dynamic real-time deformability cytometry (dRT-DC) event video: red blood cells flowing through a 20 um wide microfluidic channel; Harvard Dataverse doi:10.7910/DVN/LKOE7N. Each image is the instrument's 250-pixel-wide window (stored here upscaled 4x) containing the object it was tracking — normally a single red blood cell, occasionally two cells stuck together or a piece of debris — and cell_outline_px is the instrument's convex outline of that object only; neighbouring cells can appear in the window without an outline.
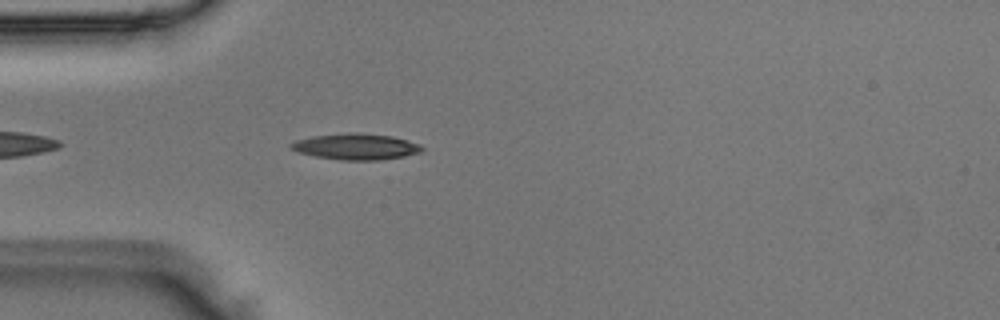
{"species": "Egyptian fruit bat (a non-hibernating species)", "species_latin": "Rousettus aegyptiacus", "temperature_condition": "room temperature", "stored_images_in_passage": 26, "camera_frame_rate_fps": 3000, "um_per_image_px": 0.085, "animal": {"sex": "male"}, "frame": {"image": 1, "passage_image": 4, "time_ms": 1.0, "image_size_px": [1000, 320], "cell_outline_px": [[424, 148], [420, 152], [404, 156], [380, 160], [340, 160], [316, 156], [296, 152], [288, 144], [296, 140], [312, 136], [348, 132], [356, 132], [392, 136], [408, 140], [420, 144]], "centroid_in_image_um": [30.25, 12.45], "position_along_channel_um": 54.8, "area_um2": 20.0}}
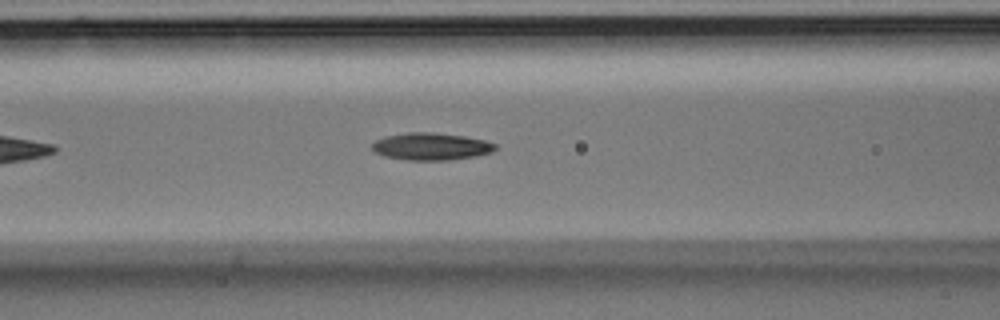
{"frame": {"image": 2, "passage_image": 10, "time_ms": 3.0, "image_size_px": [1000, 320], "cell_outline_px": [[496, 148], [492, 152], [476, 156], [448, 160], [408, 160], [384, 156], [376, 152], [372, 148], [372, 144], [376, 140], [384, 136], [408, 132], [432, 132], [464, 136], [484, 140], [496, 144]], "centroid_in_image_um": [36.64, 12.44], "position_along_channel_um": 130.0, "area_um2": 19.54}}
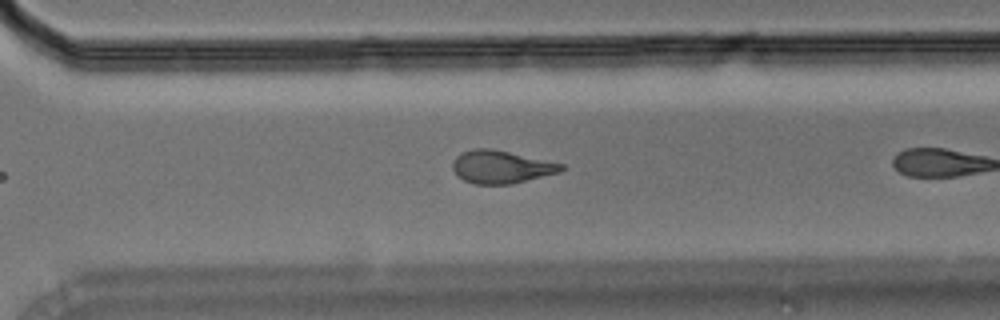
{"frame": {"image": 3, "passage_image": 22, "time_ms": 7.0, "image_size_px": [1000, 320], "cell_outline_px": [[564, 168], [560, 172], [512, 184], [476, 184], [464, 180], [452, 168], [452, 164], [456, 156], [460, 152], [472, 148], [492, 148], [564, 164]], "centroid_in_image_um": [42.59, 14.17], "position_along_channel_um": 328.0, "area_um2": 20.75}}